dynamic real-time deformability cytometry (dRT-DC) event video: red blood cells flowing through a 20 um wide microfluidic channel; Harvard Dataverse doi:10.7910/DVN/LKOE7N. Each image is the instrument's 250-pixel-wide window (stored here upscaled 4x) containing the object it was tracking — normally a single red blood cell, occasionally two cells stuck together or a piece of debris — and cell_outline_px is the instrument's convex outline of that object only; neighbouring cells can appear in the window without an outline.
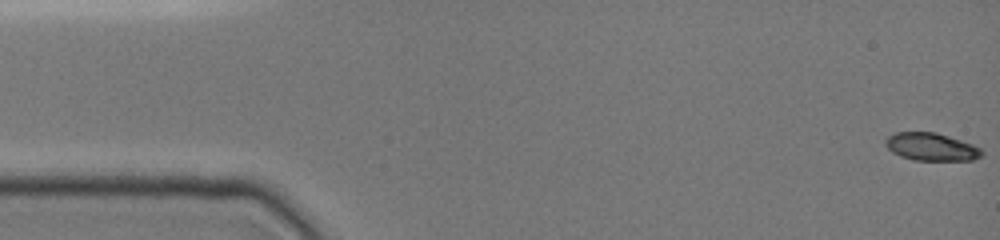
{"species": "common noctule bat (a hibernating species)", "species_latin": "Nyctalus noctula", "temperature_condition": "cold", "stored_images_in_passage": 5, "camera_frame_rate_fps": 3000, "um_per_image_px": 0.085, "animal": {"sex": "female", "body_mass_g": 19.0, "forearm_length_mm": 51.5}, "frame": {"image": 1, "passage_image": 1, "time_ms": 0.0, "image_size_px": [1000, 240], "cell_outline_px": [[984, 152], [980, 156], [972, 160], [912, 160], [900, 156], [892, 152], [884, 144], [884, 140], [888, 136], [896, 132], [936, 132], [972, 144], [980, 148]], "centroid_in_image_um": [79.12, 12.48], "position_along_channel_um": 5.9, "area_um2": 15.55}}
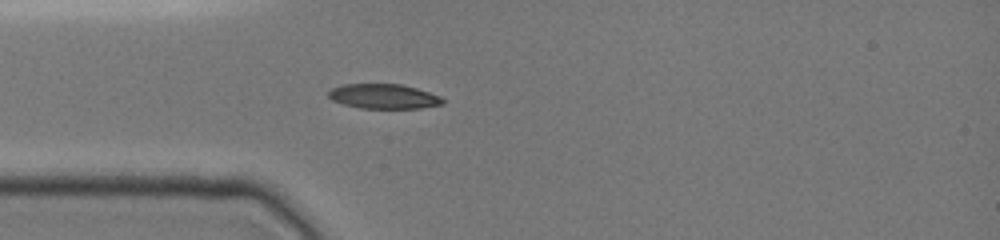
{"frame": {"image": 2, "passage_image": 5, "time_ms": 4.333, "image_size_px": [1000, 240], "cell_outline_px": [[444, 104], [420, 108], [360, 108], [344, 104], [332, 100], [328, 96], [328, 92], [332, 88], [344, 84], [400, 84], [416, 88], [440, 96], [444, 100]], "centroid_in_image_um": [32.61, 8.19], "position_along_channel_um": 52.4, "area_um2": 16.36}}